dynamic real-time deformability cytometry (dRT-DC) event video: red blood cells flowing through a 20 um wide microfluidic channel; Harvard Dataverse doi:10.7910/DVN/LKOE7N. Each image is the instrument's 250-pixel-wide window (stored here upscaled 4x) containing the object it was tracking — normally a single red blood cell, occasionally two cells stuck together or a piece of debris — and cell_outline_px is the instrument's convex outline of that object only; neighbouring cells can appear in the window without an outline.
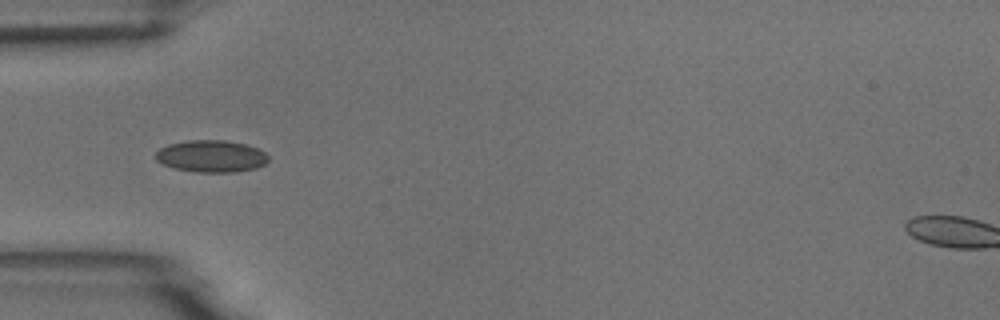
{"species": "common noctule bat (a hibernating species)", "species_latin": "Nyctalus noctula", "temperature_condition": "room temperature", "stored_images_in_passage": 38, "camera_frame_rate_fps": 3000, "um_per_image_px": 0.085, "animal": {"sex": "male", "body_mass_g": 18.8}, "frame": {"image": 1, "passage_image": 1, "time_ms": 0.0, "image_size_px": [1000, 320], "cell_outline_px": [[268, 160], [264, 164], [256, 168], [236, 172], [196, 172], [176, 168], [164, 164], [156, 160], [156, 152], [160, 148], [168, 144], [188, 140], [224, 140], [248, 144], [264, 152], [268, 156]], "centroid_in_image_um": [17.97, 13.27], "position_along_channel_um": 67.0, "area_um2": 20.98}}
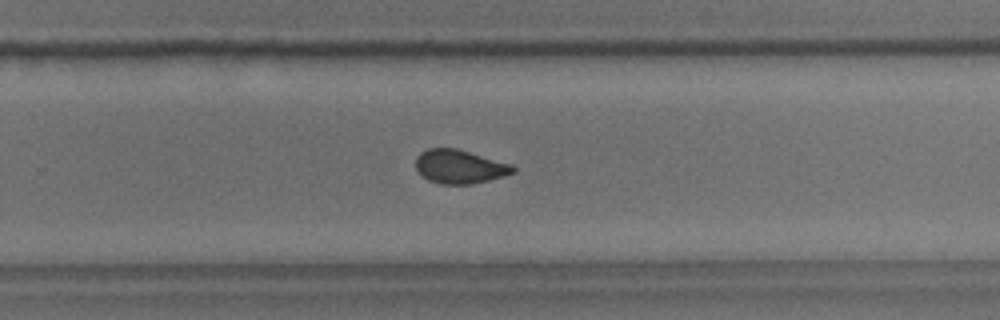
{"frame": {"image": 2, "passage_image": 19, "time_ms": 6.0, "image_size_px": [1000, 320], "cell_outline_px": [[516, 172], [504, 176], [472, 184], [440, 184], [428, 180], [416, 168], [416, 156], [420, 152], [428, 148], [456, 148], [512, 164], [516, 168]], "centroid_in_image_um": [39.08, 14.16], "position_along_channel_um": 290.7, "area_um2": 19.13}}
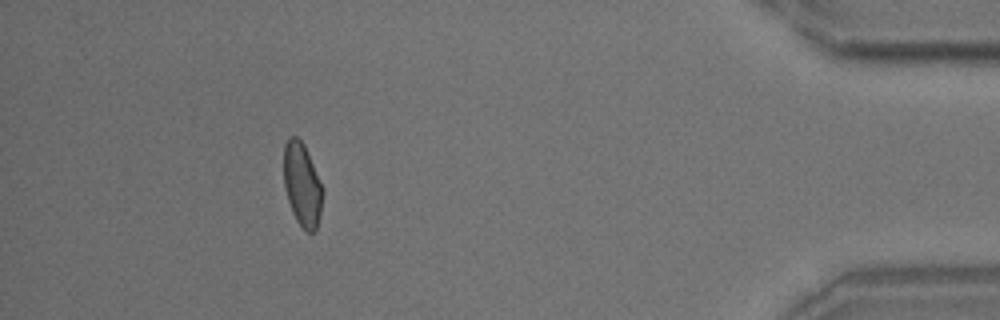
{"frame": {"image": 3, "passage_image": 33, "time_ms": 10.667, "image_size_px": [1000, 320], "cell_outline_px": [[324, 192], [316, 232], [308, 232], [296, 220], [292, 212], [284, 188], [284, 144], [288, 136], [296, 136], [304, 144], [324, 188]], "centroid_in_image_um": [25.69, 15.68], "position_along_channel_um": 409.5, "area_um2": 19.07}, "authors_computed_cell_mechanics": {"area_um2": 19.4497, "velocity_mm_per_s": 3.7229, "shape_relaxation_time_tau1_ms": null, "shape_relaxation_time_tau2_ms": 1.314, "deformation_change_tau1": null, "deformation_change_tau2": 0.0573}}